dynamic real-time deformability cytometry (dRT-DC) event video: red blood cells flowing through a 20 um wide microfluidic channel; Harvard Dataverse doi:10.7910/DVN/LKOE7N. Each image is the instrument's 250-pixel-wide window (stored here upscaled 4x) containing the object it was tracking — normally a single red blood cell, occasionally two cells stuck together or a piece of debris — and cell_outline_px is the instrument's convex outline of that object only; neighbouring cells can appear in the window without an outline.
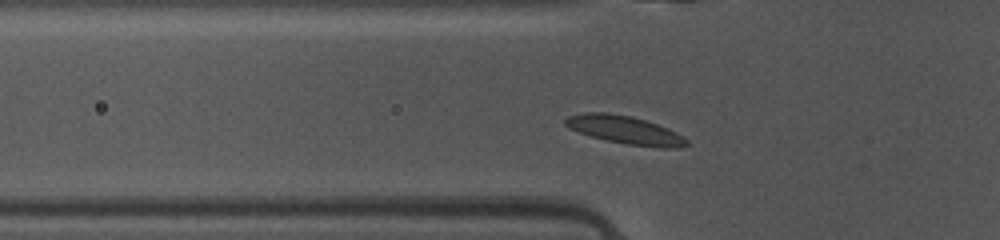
{"species": "common noctule bat (a hibernating species)", "species_latin": "Nyctalus noctula", "temperature_condition": "warm", "stored_images_in_passage": 42, "camera_frame_rate_fps": 3000, "um_per_image_px": 0.085, "animal": {"sex": "female", "body_mass_g": 10.0, "forearm_length_mm": 53.1}, "frame": {"image": 1, "passage_image": 9, "time_ms": 2.667, "image_size_px": [1000, 240], "cell_outline_px": [[688, 144], [680, 148], [664, 148], [628, 144], [608, 140], [592, 136], [568, 128], [564, 124], [564, 120], [568, 116], [584, 112], [608, 112], [632, 116], [668, 128], [676, 132], [688, 140]], "centroid_in_image_um": [53.12, 11.03], "position_along_channel_um": 72.7, "area_um2": 19.71}}
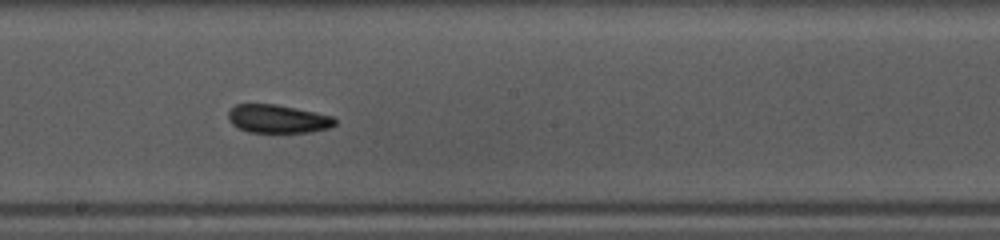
{"frame": {"image": 2, "passage_image": 20, "time_ms": 6.333, "image_size_px": [1000, 240], "cell_outline_px": [[336, 124], [328, 128], [308, 132], [248, 132], [236, 128], [228, 120], [228, 112], [236, 104], [276, 104], [332, 116], [336, 120]], "centroid_in_image_um": [23.57, 10.11], "position_along_channel_um": 224.6, "area_um2": 17.51}}
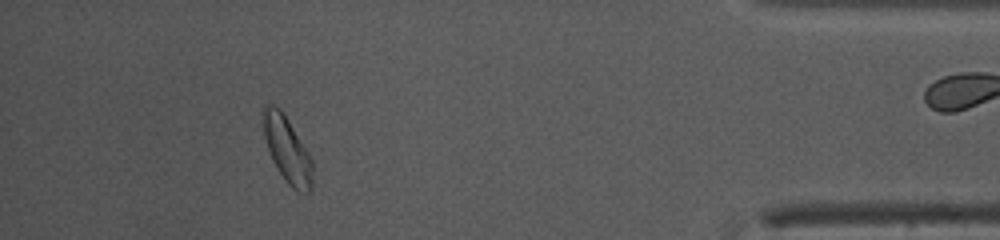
{"frame": {"image": 3, "passage_image": 37, "time_ms": 12.0, "image_size_px": [1000, 240], "cell_outline_px": [[312, 188], [308, 192], [296, 192], [288, 184], [272, 160], [264, 136], [264, 108], [268, 104], [272, 104], [280, 108], [288, 120], [308, 152], [312, 160]], "centroid_in_image_um": [24.43, 12.75], "position_along_channel_um": 410.8, "area_um2": 18.5}, "authors_computed_cell_mechanics": {"area_um2": 18.2937, "velocity_mm_per_s": 4.1141, "shape_relaxation_time_tau1_ms": null, "shape_relaxation_time_tau2_ms": 8.3751, "deformation_change_tau1": null, "deformation_change_tau2": 0.1715}}